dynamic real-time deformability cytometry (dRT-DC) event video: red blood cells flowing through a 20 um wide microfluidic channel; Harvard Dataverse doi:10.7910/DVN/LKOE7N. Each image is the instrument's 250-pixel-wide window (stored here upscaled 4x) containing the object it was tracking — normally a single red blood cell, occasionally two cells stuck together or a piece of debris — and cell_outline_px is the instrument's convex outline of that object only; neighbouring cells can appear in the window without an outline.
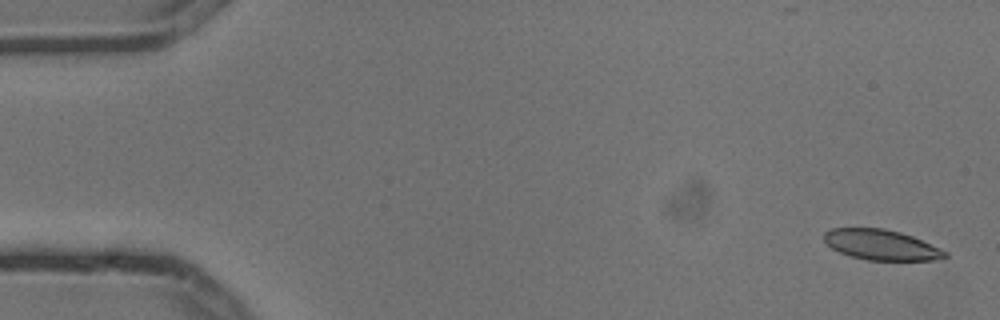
{"species": "common noctule bat (a hibernating species)", "species_latin": "Nyctalus noctula", "temperature_condition": "cold", "stored_images_in_passage": 5, "camera_frame_rate_fps": 3000, "um_per_image_px": 0.085, "animal": {"sex": "male", "body_mass_g": 13.3}, "frame": {"image": 1, "passage_image": 1, "time_ms": 0.0, "image_size_px": [1000, 320], "cell_outline_px": [[948, 256], [936, 260], [868, 260], [852, 256], [840, 252], [832, 248], [824, 240], [824, 232], [832, 228], [884, 228], [900, 232], [912, 236], [940, 248], [948, 252]], "centroid_in_image_um": [74.92, 20.8], "position_along_channel_um": 10.1, "area_um2": 21.27}}
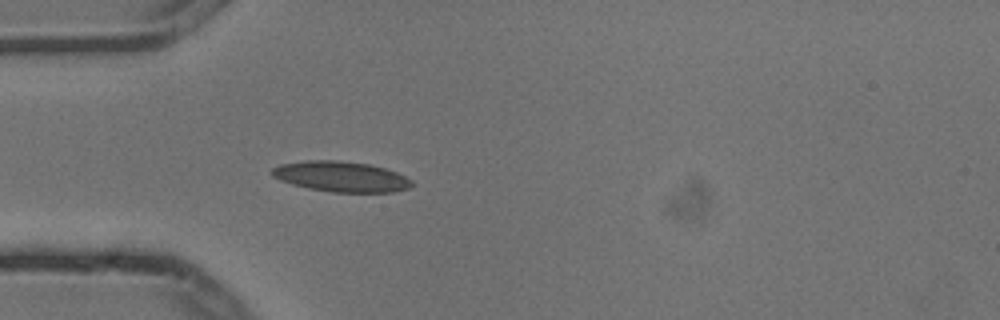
{"frame": {"image": 2, "passage_image": 5, "time_ms": 1.333, "image_size_px": [1000, 320], "cell_outline_px": [[412, 184], [408, 188], [396, 192], [332, 192], [308, 188], [292, 184], [280, 180], [272, 176], [272, 168], [280, 164], [304, 160], [340, 160], [368, 164], [384, 168], [396, 172], [412, 180]], "centroid_in_image_um": [28.97, 15.0], "position_along_channel_um": 56.0, "area_um2": 24.8}}